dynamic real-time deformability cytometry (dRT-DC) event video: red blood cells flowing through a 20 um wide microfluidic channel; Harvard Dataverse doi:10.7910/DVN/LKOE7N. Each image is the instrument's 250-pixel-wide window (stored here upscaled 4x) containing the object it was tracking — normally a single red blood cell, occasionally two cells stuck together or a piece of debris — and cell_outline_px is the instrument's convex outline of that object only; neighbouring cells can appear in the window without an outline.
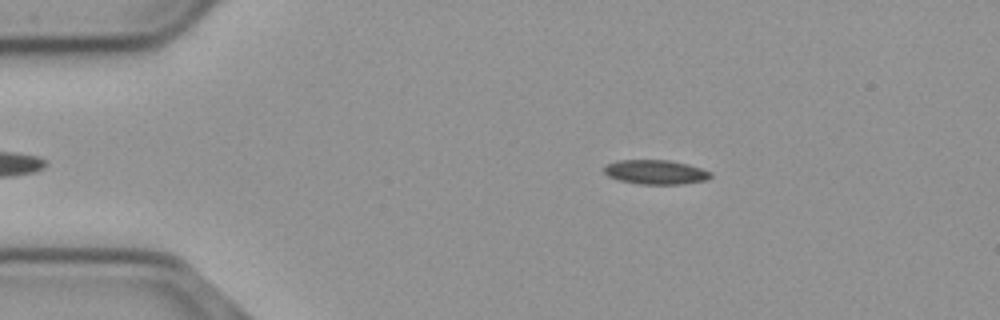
{"species": "common noctule bat (a hibernating species)", "species_latin": "Nyctalus noctula", "temperature_condition": "cold", "stored_images_in_passage": 40, "camera_frame_rate_fps": 3000, "um_per_image_px": 0.085, "animal": {"sex": "male", "body_mass_g": 23.1, "forearm_length_mm": 52.7}, "frame": {"image": 1, "passage_image": 3, "time_ms": 0.667, "image_size_px": [1000, 320], "cell_outline_px": [[712, 176], [704, 180], [684, 184], [640, 184], [620, 180], [608, 176], [604, 172], [604, 164], [616, 160], [668, 160], [688, 164], [712, 172]], "centroid_in_image_um": [55.7, 14.62], "position_along_channel_um": 29.3, "area_um2": 15.14}}
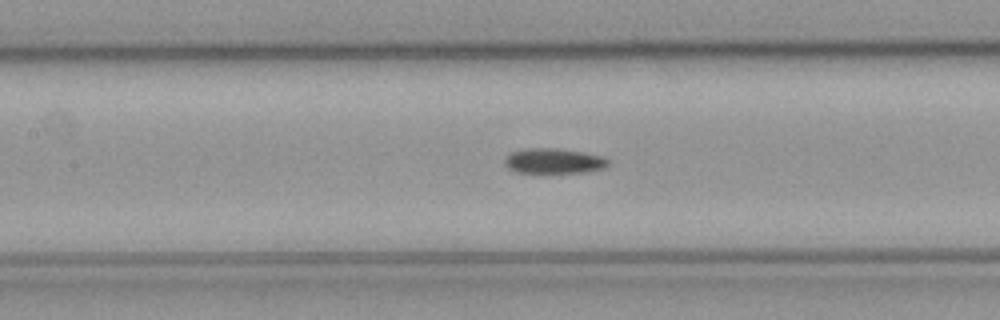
{"frame": {"image": 2, "passage_image": 18, "time_ms": 5.667, "image_size_px": [1000, 320], "cell_outline_px": [[608, 164], [604, 168], [584, 172], [516, 172], [508, 168], [504, 160], [512, 152], [528, 148], [552, 148], [584, 152], [600, 156], [608, 160]], "centroid_in_image_um": [47.07, 13.68], "position_along_channel_um": 160.3, "area_um2": 14.8}}
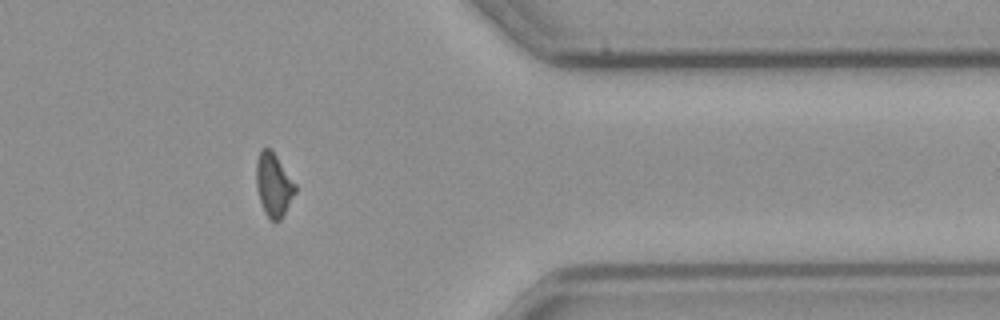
{"frame": {"image": 3, "passage_image": 38, "time_ms": 12.333, "image_size_px": [1000, 320], "cell_outline_px": [[296, 192], [280, 220], [272, 220], [264, 212], [260, 200], [256, 184], [256, 160], [260, 152], [264, 148], [268, 148], [276, 156], [296, 184]], "centroid_in_image_um": [23.25, 15.71], "position_along_channel_um": 388.1, "area_um2": 14.05}, "authors_computed_cell_mechanics": {"area_um2": 14.9702, "velocity_mm_per_s": 3.7022, "shape_relaxation_time_tau1_ms": 7.8606, "shape_relaxation_time_tau2_ms": null, "deformation_change_tau1": 0.1634, "deformation_change_tau2": null}}